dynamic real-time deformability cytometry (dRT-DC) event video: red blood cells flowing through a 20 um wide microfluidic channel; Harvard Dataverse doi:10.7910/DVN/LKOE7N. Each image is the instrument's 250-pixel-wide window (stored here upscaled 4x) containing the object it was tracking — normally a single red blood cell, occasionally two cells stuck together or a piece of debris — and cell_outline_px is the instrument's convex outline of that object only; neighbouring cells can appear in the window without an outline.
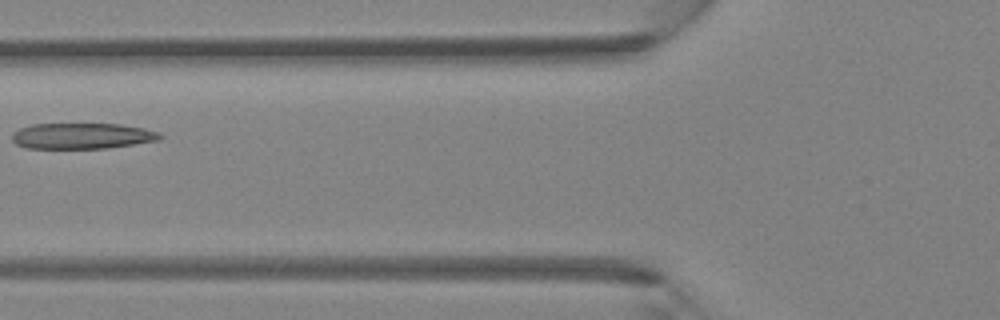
{"species": "Egyptian fruit bat (a non-hibernating species)", "species_latin": "Rousettus aegyptiacus", "temperature_condition": "room temperature", "stored_images_in_passage": 4, "camera_frame_rate_fps": 3000, "um_per_image_px": 0.085, "animal": {"sex": "female"}, "frame": {"image": 1, "passage_image": 4, "time_ms": 1.0, "image_size_px": [1000, 320], "cell_outline_px": [[164, 136], [160, 140], [108, 148], [24, 148], [16, 144], [12, 140], [12, 136], [20, 128], [32, 124], [120, 124], [144, 128], [160, 132]], "centroid_in_image_um": [7.02, 11.55], "position_along_channel_um": 118.8, "area_um2": 22.31}}